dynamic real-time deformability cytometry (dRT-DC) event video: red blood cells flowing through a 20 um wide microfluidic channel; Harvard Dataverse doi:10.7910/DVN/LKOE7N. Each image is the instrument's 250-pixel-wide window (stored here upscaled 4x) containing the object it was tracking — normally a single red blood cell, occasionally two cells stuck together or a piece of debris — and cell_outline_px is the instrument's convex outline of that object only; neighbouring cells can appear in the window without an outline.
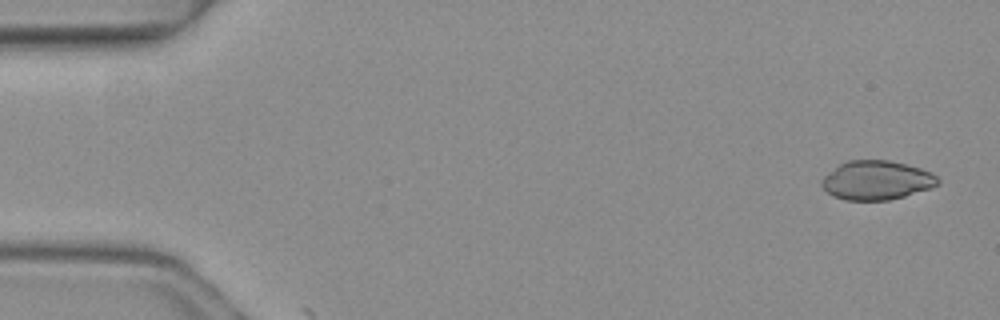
{"species": "common noctule bat (a hibernating species)", "species_latin": "Nyctalus noctula", "temperature_condition": "warm", "stored_images_in_passage": 4, "camera_frame_rate_fps": 3000, "um_per_image_px": 0.085, "animal": {"sex": "female", "body_mass_g": 19.3, "forearm_length_mm": 54.1}, "frame": {"image": 1, "passage_image": 1, "time_ms": 0.0, "image_size_px": [1000, 320], "cell_outline_px": [[940, 184], [932, 188], [904, 196], [888, 200], [844, 200], [832, 196], [820, 184], [820, 180], [824, 176], [840, 164], [848, 160], [888, 160], [920, 168], [932, 172], [940, 180]], "centroid_in_image_um": [74.52, 15.33], "position_along_channel_um": 10.5, "area_um2": 26.47}}
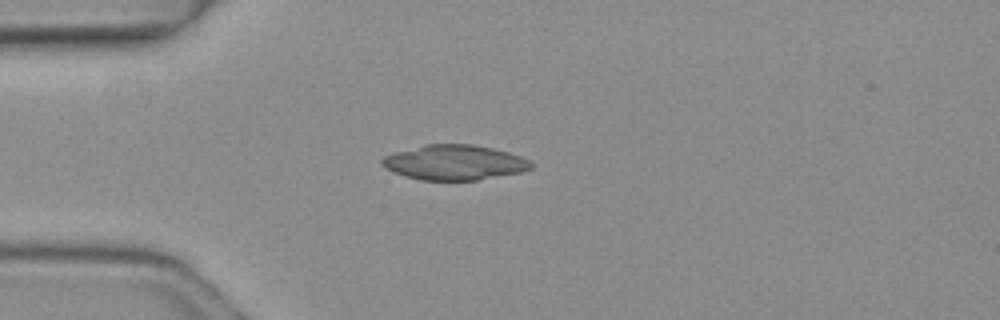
{"frame": {"image": 2, "passage_image": 4, "time_ms": 1.0, "image_size_px": [1000, 320], "cell_outline_px": [[532, 168], [520, 172], [476, 180], [420, 180], [404, 176], [392, 172], [384, 168], [380, 164], [380, 160], [384, 156], [392, 152], [424, 144], [472, 144], [492, 148], [508, 152], [520, 156], [528, 160], [532, 164]], "centroid_in_image_um": [38.54, 13.8], "position_along_channel_um": 46.5, "area_um2": 30.58}}